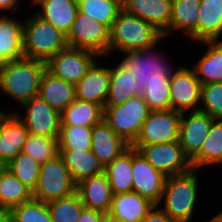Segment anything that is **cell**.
I'll use <instances>...</instances> for the list:
<instances>
[{
    "mask_svg": "<svg viewBox=\"0 0 222 222\" xmlns=\"http://www.w3.org/2000/svg\"><path fill=\"white\" fill-rule=\"evenodd\" d=\"M45 70V62L26 57L2 63L0 90L21 106L38 96L40 79Z\"/></svg>",
    "mask_w": 222,
    "mask_h": 222,
    "instance_id": "1",
    "label": "cell"
},
{
    "mask_svg": "<svg viewBox=\"0 0 222 222\" xmlns=\"http://www.w3.org/2000/svg\"><path fill=\"white\" fill-rule=\"evenodd\" d=\"M164 38L152 24L122 10L112 23L109 33V53L149 49Z\"/></svg>",
    "mask_w": 222,
    "mask_h": 222,
    "instance_id": "2",
    "label": "cell"
},
{
    "mask_svg": "<svg viewBox=\"0 0 222 222\" xmlns=\"http://www.w3.org/2000/svg\"><path fill=\"white\" fill-rule=\"evenodd\" d=\"M196 169L166 177L161 201L162 210L176 222H190L198 197Z\"/></svg>",
    "mask_w": 222,
    "mask_h": 222,
    "instance_id": "3",
    "label": "cell"
},
{
    "mask_svg": "<svg viewBox=\"0 0 222 222\" xmlns=\"http://www.w3.org/2000/svg\"><path fill=\"white\" fill-rule=\"evenodd\" d=\"M68 47L66 35L36 13L23 23L24 57L47 62Z\"/></svg>",
    "mask_w": 222,
    "mask_h": 222,
    "instance_id": "4",
    "label": "cell"
},
{
    "mask_svg": "<svg viewBox=\"0 0 222 222\" xmlns=\"http://www.w3.org/2000/svg\"><path fill=\"white\" fill-rule=\"evenodd\" d=\"M152 51V48H149L123 52L126 56L120 64L132 72L135 96H142L144 87L149 82L170 80L174 71L168 61L164 60L166 58Z\"/></svg>",
    "mask_w": 222,
    "mask_h": 222,
    "instance_id": "5",
    "label": "cell"
},
{
    "mask_svg": "<svg viewBox=\"0 0 222 222\" xmlns=\"http://www.w3.org/2000/svg\"><path fill=\"white\" fill-rule=\"evenodd\" d=\"M150 110L142 96H135L123 104L103 107L104 121L130 146L134 144Z\"/></svg>",
    "mask_w": 222,
    "mask_h": 222,
    "instance_id": "6",
    "label": "cell"
},
{
    "mask_svg": "<svg viewBox=\"0 0 222 222\" xmlns=\"http://www.w3.org/2000/svg\"><path fill=\"white\" fill-rule=\"evenodd\" d=\"M76 192V184L58 154L40 166L39 181L32 198L48 203Z\"/></svg>",
    "mask_w": 222,
    "mask_h": 222,
    "instance_id": "7",
    "label": "cell"
},
{
    "mask_svg": "<svg viewBox=\"0 0 222 222\" xmlns=\"http://www.w3.org/2000/svg\"><path fill=\"white\" fill-rule=\"evenodd\" d=\"M181 114L173 109L150 111L132 147L178 141Z\"/></svg>",
    "mask_w": 222,
    "mask_h": 222,
    "instance_id": "8",
    "label": "cell"
},
{
    "mask_svg": "<svg viewBox=\"0 0 222 222\" xmlns=\"http://www.w3.org/2000/svg\"><path fill=\"white\" fill-rule=\"evenodd\" d=\"M109 33L106 25L78 11L66 39L68 47L90 50L101 57L109 54Z\"/></svg>",
    "mask_w": 222,
    "mask_h": 222,
    "instance_id": "9",
    "label": "cell"
},
{
    "mask_svg": "<svg viewBox=\"0 0 222 222\" xmlns=\"http://www.w3.org/2000/svg\"><path fill=\"white\" fill-rule=\"evenodd\" d=\"M94 57L100 56L90 50L66 47L45 63L46 70L58 78L76 84L96 62Z\"/></svg>",
    "mask_w": 222,
    "mask_h": 222,
    "instance_id": "10",
    "label": "cell"
},
{
    "mask_svg": "<svg viewBox=\"0 0 222 222\" xmlns=\"http://www.w3.org/2000/svg\"><path fill=\"white\" fill-rule=\"evenodd\" d=\"M25 114L21 116L20 112H15L25 125L29 134L45 137H58L61 128L60 112L51 107L45 100L39 96L21 105Z\"/></svg>",
    "mask_w": 222,
    "mask_h": 222,
    "instance_id": "11",
    "label": "cell"
},
{
    "mask_svg": "<svg viewBox=\"0 0 222 222\" xmlns=\"http://www.w3.org/2000/svg\"><path fill=\"white\" fill-rule=\"evenodd\" d=\"M138 151L165 176L178 175L192 169L179 141L141 146Z\"/></svg>",
    "mask_w": 222,
    "mask_h": 222,
    "instance_id": "12",
    "label": "cell"
},
{
    "mask_svg": "<svg viewBox=\"0 0 222 222\" xmlns=\"http://www.w3.org/2000/svg\"><path fill=\"white\" fill-rule=\"evenodd\" d=\"M201 82L193 69L181 66L170 78V109L178 112L198 111L201 102Z\"/></svg>",
    "mask_w": 222,
    "mask_h": 222,
    "instance_id": "13",
    "label": "cell"
},
{
    "mask_svg": "<svg viewBox=\"0 0 222 222\" xmlns=\"http://www.w3.org/2000/svg\"><path fill=\"white\" fill-rule=\"evenodd\" d=\"M131 173L133 177L132 191L159 206L167 176L158 171L133 147Z\"/></svg>",
    "mask_w": 222,
    "mask_h": 222,
    "instance_id": "14",
    "label": "cell"
},
{
    "mask_svg": "<svg viewBox=\"0 0 222 222\" xmlns=\"http://www.w3.org/2000/svg\"><path fill=\"white\" fill-rule=\"evenodd\" d=\"M186 118L185 112H183L181 114L178 141L184 154L191 161L200 152L214 119L200 110L192 111Z\"/></svg>",
    "mask_w": 222,
    "mask_h": 222,
    "instance_id": "15",
    "label": "cell"
},
{
    "mask_svg": "<svg viewBox=\"0 0 222 222\" xmlns=\"http://www.w3.org/2000/svg\"><path fill=\"white\" fill-rule=\"evenodd\" d=\"M28 131L15 113H0V162L6 166L22 151Z\"/></svg>",
    "mask_w": 222,
    "mask_h": 222,
    "instance_id": "16",
    "label": "cell"
},
{
    "mask_svg": "<svg viewBox=\"0 0 222 222\" xmlns=\"http://www.w3.org/2000/svg\"><path fill=\"white\" fill-rule=\"evenodd\" d=\"M123 10L152 24L161 33L170 26L172 0H122Z\"/></svg>",
    "mask_w": 222,
    "mask_h": 222,
    "instance_id": "17",
    "label": "cell"
},
{
    "mask_svg": "<svg viewBox=\"0 0 222 222\" xmlns=\"http://www.w3.org/2000/svg\"><path fill=\"white\" fill-rule=\"evenodd\" d=\"M129 147L104 119L92 126L91 151L104 167Z\"/></svg>",
    "mask_w": 222,
    "mask_h": 222,
    "instance_id": "18",
    "label": "cell"
},
{
    "mask_svg": "<svg viewBox=\"0 0 222 222\" xmlns=\"http://www.w3.org/2000/svg\"><path fill=\"white\" fill-rule=\"evenodd\" d=\"M76 192L86 208L108 214L112 204V191L108 178L102 174L92 176L76 184Z\"/></svg>",
    "mask_w": 222,
    "mask_h": 222,
    "instance_id": "19",
    "label": "cell"
},
{
    "mask_svg": "<svg viewBox=\"0 0 222 222\" xmlns=\"http://www.w3.org/2000/svg\"><path fill=\"white\" fill-rule=\"evenodd\" d=\"M98 64L96 61L75 84L76 99L93 102L103 108L110 87V68L99 67Z\"/></svg>",
    "mask_w": 222,
    "mask_h": 222,
    "instance_id": "20",
    "label": "cell"
},
{
    "mask_svg": "<svg viewBox=\"0 0 222 222\" xmlns=\"http://www.w3.org/2000/svg\"><path fill=\"white\" fill-rule=\"evenodd\" d=\"M154 205L147 198L133 191L113 194L108 214L120 222H141Z\"/></svg>",
    "mask_w": 222,
    "mask_h": 222,
    "instance_id": "21",
    "label": "cell"
},
{
    "mask_svg": "<svg viewBox=\"0 0 222 222\" xmlns=\"http://www.w3.org/2000/svg\"><path fill=\"white\" fill-rule=\"evenodd\" d=\"M38 96L61 113L76 99L75 84L45 70L40 79Z\"/></svg>",
    "mask_w": 222,
    "mask_h": 222,
    "instance_id": "22",
    "label": "cell"
},
{
    "mask_svg": "<svg viewBox=\"0 0 222 222\" xmlns=\"http://www.w3.org/2000/svg\"><path fill=\"white\" fill-rule=\"evenodd\" d=\"M201 0H172V14L169 28L163 33L166 37L178 30L191 40L198 41V14Z\"/></svg>",
    "mask_w": 222,
    "mask_h": 222,
    "instance_id": "23",
    "label": "cell"
},
{
    "mask_svg": "<svg viewBox=\"0 0 222 222\" xmlns=\"http://www.w3.org/2000/svg\"><path fill=\"white\" fill-rule=\"evenodd\" d=\"M23 57V22L4 14L0 16V64Z\"/></svg>",
    "mask_w": 222,
    "mask_h": 222,
    "instance_id": "24",
    "label": "cell"
},
{
    "mask_svg": "<svg viewBox=\"0 0 222 222\" xmlns=\"http://www.w3.org/2000/svg\"><path fill=\"white\" fill-rule=\"evenodd\" d=\"M35 12L64 35H68L78 14V3L75 0H45Z\"/></svg>",
    "mask_w": 222,
    "mask_h": 222,
    "instance_id": "25",
    "label": "cell"
},
{
    "mask_svg": "<svg viewBox=\"0 0 222 222\" xmlns=\"http://www.w3.org/2000/svg\"><path fill=\"white\" fill-rule=\"evenodd\" d=\"M64 165L70 172L75 184L82 180L102 174L104 166L90 150H59Z\"/></svg>",
    "mask_w": 222,
    "mask_h": 222,
    "instance_id": "26",
    "label": "cell"
},
{
    "mask_svg": "<svg viewBox=\"0 0 222 222\" xmlns=\"http://www.w3.org/2000/svg\"><path fill=\"white\" fill-rule=\"evenodd\" d=\"M207 51L192 68L202 85L222 82V40L200 41Z\"/></svg>",
    "mask_w": 222,
    "mask_h": 222,
    "instance_id": "27",
    "label": "cell"
},
{
    "mask_svg": "<svg viewBox=\"0 0 222 222\" xmlns=\"http://www.w3.org/2000/svg\"><path fill=\"white\" fill-rule=\"evenodd\" d=\"M198 18V42L221 38L222 0H201Z\"/></svg>",
    "mask_w": 222,
    "mask_h": 222,
    "instance_id": "28",
    "label": "cell"
},
{
    "mask_svg": "<svg viewBox=\"0 0 222 222\" xmlns=\"http://www.w3.org/2000/svg\"><path fill=\"white\" fill-rule=\"evenodd\" d=\"M132 146L104 167L112 194L132 192Z\"/></svg>",
    "mask_w": 222,
    "mask_h": 222,
    "instance_id": "29",
    "label": "cell"
},
{
    "mask_svg": "<svg viewBox=\"0 0 222 222\" xmlns=\"http://www.w3.org/2000/svg\"><path fill=\"white\" fill-rule=\"evenodd\" d=\"M61 126H93L103 119V108L96 103L75 99L60 113Z\"/></svg>",
    "mask_w": 222,
    "mask_h": 222,
    "instance_id": "30",
    "label": "cell"
},
{
    "mask_svg": "<svg viewBox=\"0 0 222 222\" xmlns=\"http://www.w3.org/2000/svg\"><path fill=\"white\" fill-rule=\"evenodd\" d=\"M192 169L222 164V119H214L200 152L190 161Z\"/></svg>",
    "mask_w": 222,
    "mask_h": 222,
    "instance_id": "31",
    "label": "cell"
},
{
    "mask_svg": "<svg viewBox=\"0 0 222 222\" xmlns=\"http://www.w3.org/2000/svg\"><path fill=\"white\" fill-rule=\"evenodd\" d=\"M135 97L133 90V75L119 63L110 68V87L104 106L123 104L126 100Z\"/></svg>",
    "mask_w": 222,
    "mask_h": 222,
    "instance_id": "32",
    "label": "cell"
},
{
    "mask_svg": "<svg viewBox=\"0 0 222 222\" xmlns=\"http://www.w3.org/2000/svg\"><path fill=\"white\" fill-rule=\"evenodd\" d=\"M31 198L32 191L4 166L0 170V204L10 210Z\"/></svg>",
    "mask_w": 222,
    "mask_h": 222,
    "instance_id": "33",
    "label": "cell"
},
{
    "mask_svg": "<svg viewBox=\"0 0 222 222\" xmlns=\"http://www.w3.org/2000/svg\"><path fill=\"white\" fill-rule=\"evenodd\" d=\"M122 10V0H81L78 2L80 13L103 23L109 29Z\"/></svg>",
    "mask_w": 222,
    "mask_h": 222,
    "instance_id": "34",
    "label": "cell"
},
{
    "mask_svg": "<svg viewBox=\"0 0 222 222\" xmlns=\"http://www.w3.org/2000/svg\"><path fill=\"white\" fill-rule=\"evenodd\" d=\"M40 166L34 158L21 151L5 167L33 192L39 181Z\"/></svg>",
    "mask_w": 222,
    "mask_h": 222,
    "instance_id": "35",
    "label": "cell"
},
{
    "mask_svg": "<svg viewBox=\"0 0 222 222\" xmlns=\"http://www.w3.org/2000/svg\"><path fill=\"white\" fill-rule=\"evenodd\" d=\"M92 126H61L58 136L59 150H90Z\"/></svg>",
    "mask_w": 222,
    "mask_h": 222,
    "instance_id": "36",
    "label": "cell"
},
{
    "mask_svg": "<svg viewBox=\"0 0 222 222\" xmlns=\"http://www.w3.org/2000/svg\"><path fill=\"white\" fill-rule=\"evenodd\" d=\"M53 222H77L85 207L77 192L47 203Z\"/></svg>",
    "mask_w": 222,
    "mask_h": 222,
    "instance_id": "37",
    "label": "cell"
},
{
    "mask_svg": "<svg viewBox=\"0 0 222 222\" xmlns=\"http://www.w3.org/2000/svg\"><path fill=\"white\" fill-rule=\"evenodd\" d=\"M22 152L30 155L39 164H43L59 154L58 137L28 134Z\"/></svg>",
    "mask_w": 222,
    "mask_h": 222,
    "instance_id": "38",
    "label": "cell"
},
{
    "mask_svg": "<svg viewBox=\"0 0 222 222\" xmlns=\"http://www.w3.org/2000/svg\"><path fill=\"white\" fill-rule=\"evenodd\" d=\"M13 222H53L47 203L35 198L10 209Z\"/></svg>",
    "mask_w": 222,
    "mask_h": 222,
    "instance_id": "39",
    "label": "cell"
},
{
    "mask_svg": "<svg viewBox=\"0 0 222 222\" xmlns=\"http://www.w3.org/2000/svg\"><path fill=\"white\" fill-rule=\"evenodd\" d=\"M142 97L150 111L170 109V80L149 82Z\"/></svg>",
    "mask_w": 222,
    "mask_h": 222,
    "instance_id": "40",
    "label": "cell"
},
{
    "mask_svg": "<svg viewBox=\"0 0 222 222\" xmlns=\"http://www.w3.org/2000/svg\"><path fill=\"white\" fill-rule=\"evenodd\" d=\"M199 110L209 114L213 119H222V82L204 84L201 87Z\"/></svg>",
    "mask_w": 222,
    "mask_h": 222,
    "instance_id": "41",
    "label": "cell"
},
{
    "mask_svg": "<svg viewBox=\"0 0 222 222\" xmlns=\"http://www.w3.org/2000/svg\"><path fill=\"white\" fill-rule=\"evenodd\" d=\"M154 205L141 222H176L170 218L162 209H157Z\"/></svg>",
    "mask_w": 222,
    "mask_h": 222,
    "instance_id": "42",
    "label": "cell"
},
{
    "mask_svg": "<svg viewBox=\"0 0 222 222\" xmlns=\"http://www.w3.org/2000/svg\"><path fill=\"white\" fill-rule=\"evenodd\" d=\"M104 213L84 207L77 222H102Z\"/></svg>",
    "mask_w": 222,
    "mask_h": 222,
    "instance_id": "43",
    "label": "cell"
},
{
    "mask_svg": "<svg viewBox=\"0 0 222 222\" xmlns=\"http://www.w3.org/2000/svg\"><path fill=\"white\" fill-rule=\"evenodd\" d=\"M19 0H0V10H10L11 8H19L16 5L19 3Z\"/></svg>",
    "mask_w": 222,
    "mask_h": 222,
    "instance_id": "44",
    "label": "cell"
},
{
    "mask_svg": "<svg viewBox=\"0 0 222 222\" xmlns=\"http://www.w3.org/2000/svg\"><path fill=\"white\" fill-rule=\"evenodd\" d=\"M0 222H13L10 210L0 218Z\"/></svg>",
    "mask_w": 222,
    "mask_h": 222,
    "instance_id": "45",
    "label": "cell"
},
{
    "mask_svg": "<svg viewBox=\"0 0 222 222\" xmlns=\"http://www.w3.org/2000/svg\"><path fill=\"white\" fill-rule=\"evenodd\" d=\"M102 222H120L117 219H114L113 217H111L109 214H105Z\"/></svg>",
    "mask_w": 222,
    "mask_h": 222,
    "instance_id": "46",
    "label": "cell"
},
{
    "mask_svg": "<svg viewBox=\"0 0 222 222\" xmlns=\"http://www.w3.org/2000/svg\"><path fill=\"white\" fill-rule=\"evenodd\" d=\"M207 222H222V212L217 214V215H215L213 218H211Z\"/></svg>",
    "mask_w": 222,
    "mask_h": 222,
    "instance_id": "47",
    "label": "cell"
},
{
    "mask_svg": "<svg viewBox=\"0 0 222 222\" xmlns=\"http://www.w3.org/2000/svg\"><path fill=\"white\" fill-rule=\"evenodd\" d=\"M8 211V209L0 204V218Z\"/></svg>",
    "mask_w": 222,
    "mask_h": 222,
    "instance_id": "48",
    "label": "cell"
},
{
    "mask_svg": "<svg viewBox=\"0 0 222 222\" xmlns=\"http://www.w3.org/2000/svg\"><path fill=\"white\" fill-rule=\"evenodd\" d=\"M43 1L45 0H32V4L31 5H35V6H39Z\"/></svg>",
    "mask_w": 222,
    "mask_h": 222,
    "instance_id": "49",
    "label": "cell"
},
{
    "mask_svg": "<svg viewBox=\"0 0 222 222\" xmlns=\"http://www.w3.org/2000/svg\"><path fill=\"white\" fill-rule=\"evenodd\" d=\"M4 167V165L0 162V170Z\"/></svg>",
    "mask_w": 222,
    "mask_h": 222,
    "instance_id": "50",
    "label": "cell"
}]
</instances>
